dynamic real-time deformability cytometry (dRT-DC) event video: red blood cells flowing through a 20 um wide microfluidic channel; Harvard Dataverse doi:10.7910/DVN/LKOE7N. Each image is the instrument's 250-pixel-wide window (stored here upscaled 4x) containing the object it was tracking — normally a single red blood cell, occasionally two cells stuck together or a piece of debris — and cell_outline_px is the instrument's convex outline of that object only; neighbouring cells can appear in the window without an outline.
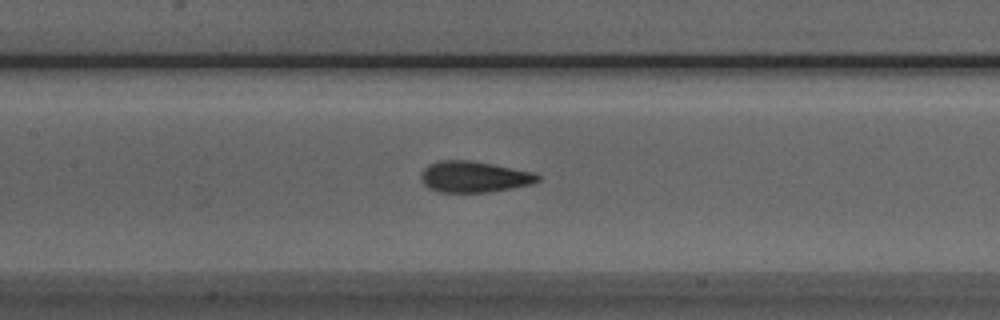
{"species": "Egyptian fruit bat (a non-hibernating species)", "species_latin": "Rousettus aegyptiacus", "temperature_condition": "room temperature", "stored_images_in_passage": 47, "camera_frame_rate_fps": 3000, "um_per_image_px": 0.085, "animal": {"sex": "male"}, "frame": {"image": 1, "passage_image": 23, "time_ms": 7.333, "image_size_px": [1000, 320], "cell_outline_px": [[540, 180], [532, 184], [512, 188], [488, 192], [440, 192], [428, 188], [420, 180], [420, 172], [428, 164], [436, 160], [468, 160], [492, 164], [532, 172], [540, 176]], "centroid_in_image_um": [40.24, 15.02], "position_along_channel_um": 167.2, "area_um2": 21.27}}
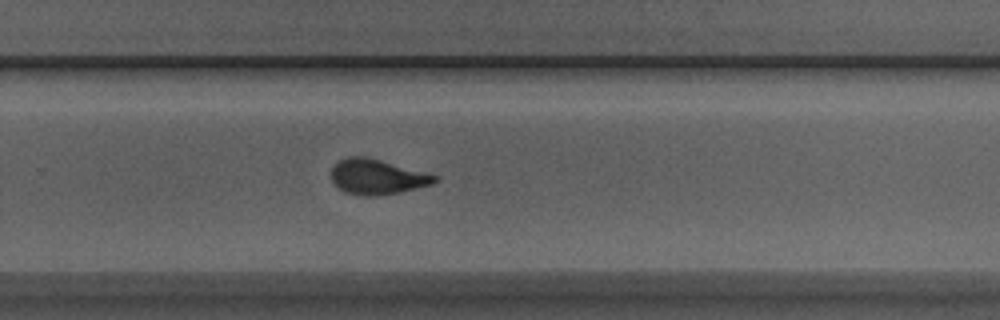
{"frame": {"image": 2, "passage_image": 33, "time_ms": 10.667, "image_size_px": [1000, 320], "cell_outline_px": [[440, 180], [432, 184], [400, 192], [376, 196], [364, 196], [344, 192], [332, 184], [332, 168], [340, 160], [348, 156], [364, 156], [428, 172], [440, 176]], "centroid_in_image_um": [32.09, 15.03], "position_along_channel_um": 297.7, "area_um2": 21.39}}
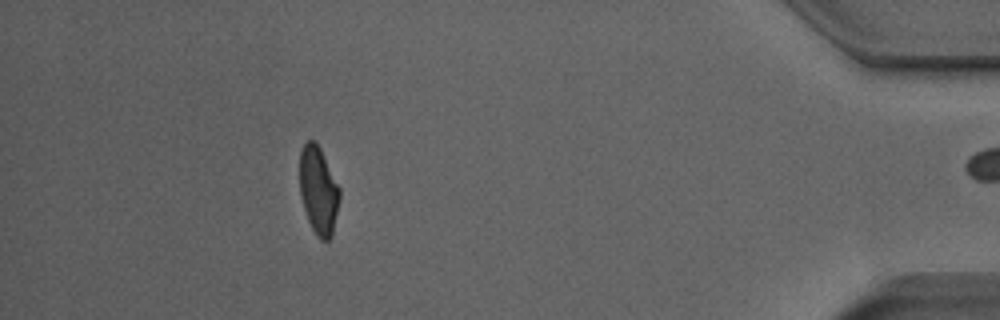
{"frame": {"image": 3, "passage_image": 46, "time_ms": 15.0, "image_size_px": [1000, 320], "cell_outline_px": [[340, 200], [332, 236], [328, 240], [320, 240], [316, 236], [308, 220], [300, 196], [300, 152], [304, 144], [308, 140], [312, 140], [320, 148], [340, 188]], "centroid_in_image_um": [27.08, 16.22], "position_along_channel_um": 408.1, "area_um2": 20.4}, "authors_computed_cell_mechanics": {"area_um2": 20.9814, "velocity_mm_per_s": 3.9378, "shape_relaxation_time_tau1_ms": 7.7897, "shape_relaxation_time_tau2_ms": 1.1631, "deformation_change_tau1": 0.2321, "deformation_change_tau2": 0.0753}}